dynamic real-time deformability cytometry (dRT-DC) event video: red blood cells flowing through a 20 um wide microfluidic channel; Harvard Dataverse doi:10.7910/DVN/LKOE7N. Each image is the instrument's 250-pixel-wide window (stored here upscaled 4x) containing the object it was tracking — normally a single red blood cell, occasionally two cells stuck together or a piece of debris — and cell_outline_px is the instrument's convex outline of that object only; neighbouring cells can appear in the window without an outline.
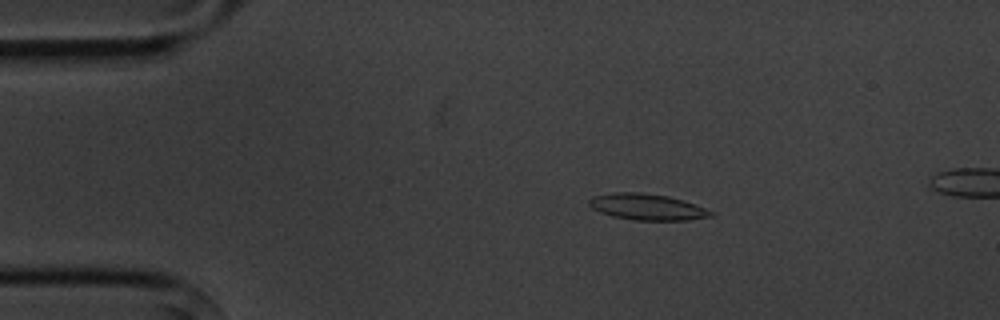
{"species": "common noctule bat (a hibernating species)", "species_latin": "Nyctalus noctula", "temperature_condition": "cold", "stored_images_in_passage": 3, "camera_frame_rate_fps": 3000, "um_per_image_px": 0.085, "animal": {"sex": "male", "body_mass_g": 20.1, "forearm_length_mm": 53.5}, "frame": {"image": 1, "passage_image": 1, "time_ms": 0.0, "image_size_px": [1000, 320], "cell_outline_px": [[716, 212], [712, 216], [688, 220], [632, 220], [612, 216], [600, 212], [592, 208], [588, 204], [588, 200], [592, 196], [612, 192], [640, 192], [668, 196], [696, 204]], "centroid_in_image_um": [55.0, 17.58], "position_along_channel_um": 30.0, "area_um2": 18.79}}